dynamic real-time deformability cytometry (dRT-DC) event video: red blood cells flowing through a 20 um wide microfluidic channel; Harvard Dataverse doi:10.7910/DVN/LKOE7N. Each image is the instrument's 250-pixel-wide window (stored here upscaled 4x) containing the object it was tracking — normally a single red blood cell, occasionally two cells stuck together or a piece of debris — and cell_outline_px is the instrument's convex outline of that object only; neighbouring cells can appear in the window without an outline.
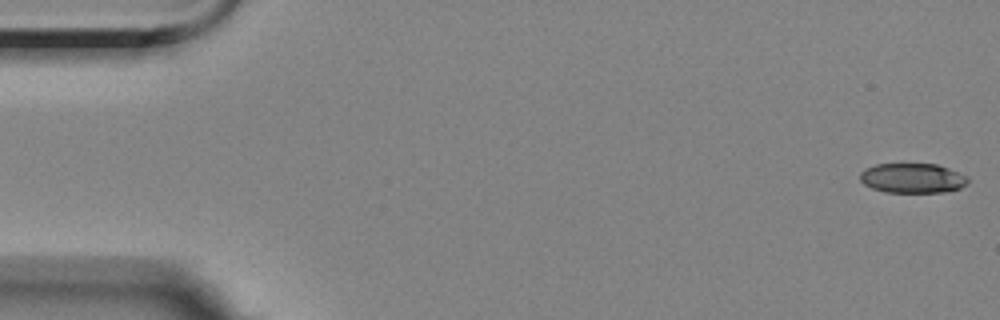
{"species": "Egyptian fruit bat (a non-hibernating species)", "species_latin": "Rousettus aegyptiacus", "temperature_condition": "room temperature", "stored_images_in_passage": 56, "camera_frame_rate_fps": 3000, "um_per_image_px": 0.085, "animal": {"sex": "female"}, "frame": {"image": 1, "passage_image": 1, "time_ms": 0.0, "image_size_px": [1000, 320], "cell_outline_px": [[968, 184], [960, 188], [944, 192], [884, 192], [872, 188], [864, 184], [860, 180], [860, 172], [864, 168], [876, 164], [936, 164], [948, 168], [968, 176]], "centroid_in_image_um": [77.55, 15.14], "position_along_channel_um": 7.4, "area_um2": 18.79}}
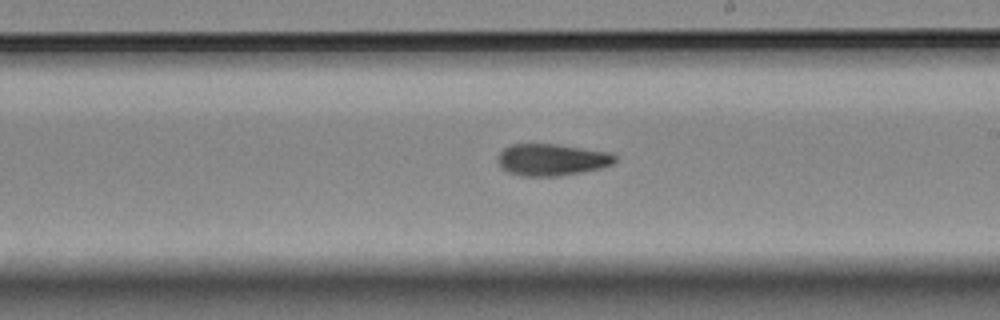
{"frame": {"image": 2, "passage_image": 32, "time_ms": 10.333, "image_size_px": [1000, 320], "cell_outline_px": [[616, 160], [612, 164], [600, 168], [560, 176], [520, 176], [508, 172], [500, 168], [496, 160], [500, 152], [504, 148], [512, 144], [556, 144], [612, 152], [616, 156]], "centroid_in_image_um": [46.88, 13.57], "position_along_channel_um": 242.1, "area_um2": 21.91}}
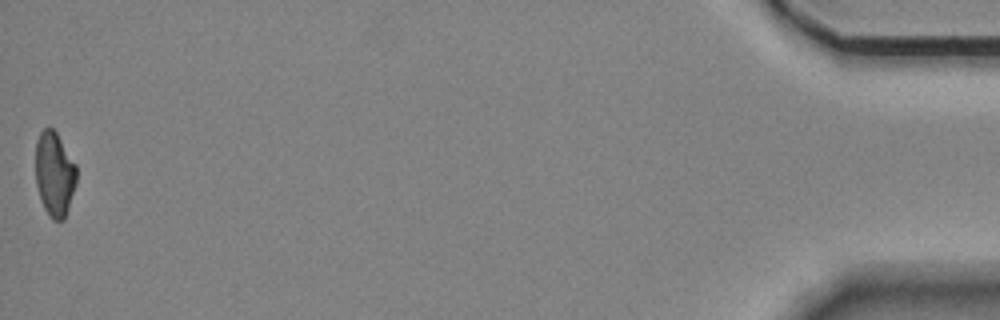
{"frame": {"image": 3, "passage_image": 56, "time_ms": 18.333, "image_size_px": [1000, 320], "cell_outline_px": [[76, 184], [64, 220], [52, 220], [44, 208], [40, 200], [36, 184], [36, 140], [40, 132], [44, 128], [52, 128], [56, 132], [76, 164]], "centroid_in_image_um": [4.63, 14.8], "position_along_channel_um": 430.6, "area_um2": 20.17}, "authors_computed_cell_mechanics": {"area_um2": 21.0681, "velocity_mm_per_s": 3.5475, "shape_relaxation_time_tau1_ms": null, "shape_relaxation_time_tau2_ms": 6.7594, "deformation_change_tau1": null, "deformation_change_tau2": 0.1355}}